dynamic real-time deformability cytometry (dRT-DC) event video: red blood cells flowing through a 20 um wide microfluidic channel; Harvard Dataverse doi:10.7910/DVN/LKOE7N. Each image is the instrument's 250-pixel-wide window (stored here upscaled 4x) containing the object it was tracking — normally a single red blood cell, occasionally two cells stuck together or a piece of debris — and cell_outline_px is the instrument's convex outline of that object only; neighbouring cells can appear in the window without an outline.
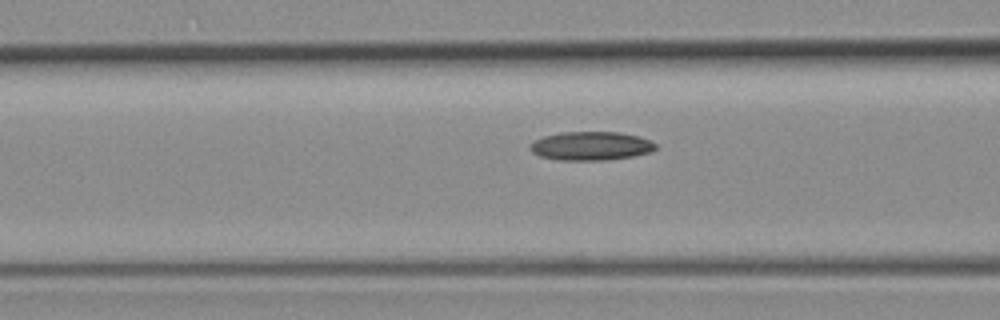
{"species": "common noctule bat (a hibernating species)", "species_latin": "Nyctalus noctula", "temperature_condition": "room temperature", "stored_images_in_passage": 6, "camera_frame_rate_fps": 3000, "um_per_image_px": 0.085, "animal": {"sex": "female", "body_mass_g": 19.3, "forearm_length_mm": 54.1}, "frame": {"image": 1, "passage_image": 4, "time_ms": 1.0, "image_size_px": [1000, 320], "cell_outline_px": [[656, 148], [652, 152], [632, 156], [608, 160], [556, 160], [540, 156], [532, 152], [528, 148], [528, 144], [544, 136], [560, 132], [620, 132], [636, 136], [648, 140], [656, 144]], "centroid_in_image_um": [50.19, 12.41], "position_along_channel_um": 116.4, "area_um2": 21.04}}